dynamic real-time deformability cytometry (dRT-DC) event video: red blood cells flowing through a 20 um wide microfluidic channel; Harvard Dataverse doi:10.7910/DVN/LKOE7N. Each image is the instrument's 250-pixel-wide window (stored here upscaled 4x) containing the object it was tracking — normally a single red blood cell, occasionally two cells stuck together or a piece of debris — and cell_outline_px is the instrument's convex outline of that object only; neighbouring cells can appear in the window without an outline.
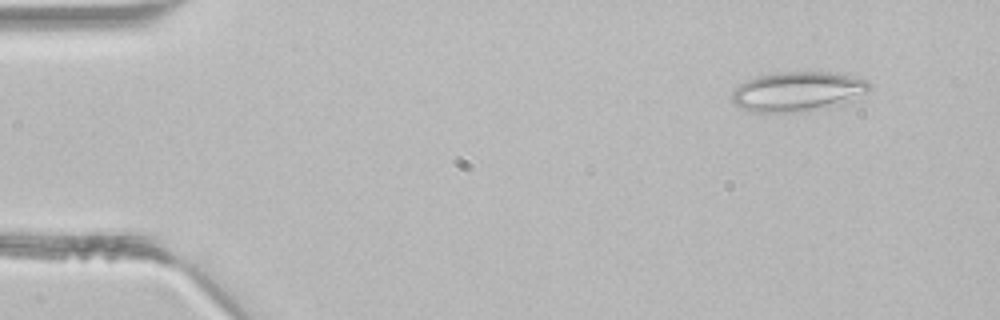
{"species": "common noctule bat (a hibernating species)", "species_latin": "Nyctalus noctula", "temperature_condition": "room temperature", "stored_images_in_passage": 3, "camera_frame_rate_fps": 3000, "um_per_image_px": 0.085, "animal": {"sex": "male", "body_mass_g": 21.5, "forearm_length_mm": 52.0}, "frame": {"image": 1, "passage_image": 1, "time_ms": 0.0, "image_size_px": [1000, 320], "cell_outline_px": [[872, 84], [864, 92], [852, 100], [828, 108], [808, 112], [748, 112], [732, 104], [732, 92], [740, 84], [756, 76], [776, 72], [836, 72], [868, 80]], "centroid_in_image_um": [67.78, 7.79], "position_along_channel_um": 17.2, "area_um2": 32.19}}